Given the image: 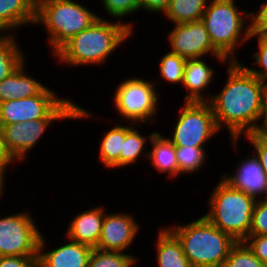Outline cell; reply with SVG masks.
Segmentation results:
<instances>
[{"label":"cell","instance_id":"38","mask_svg":"<svg viewBox=\"0 0 267 267\" xmlns=\"http://www.w3.org/2000/svg\"><path fill=\"white\" fill-rule=\"evenodd\" d=\"M17 162L12 154L7 150L0 128V170H7L10 164Z\"/></svg>","mask_w":267,"mask_h":267},{"label":"cell","instance_id":"8","mask_svg":"<svg viewBox=\"0 0 267 267\" xmlns=\"http://www.w3.org/2000/svg\"><path fill=\"white\" fill-rule=\"evenodd\" d=\"M153 82L141 77H128L117 85L113 93V104L119 117L123 118L122 122L128 123L129 121L130 123L131 121L137 127L148 121V125L155 122L157 103L161 94L155 89L158 82Z\"/></svg>","mask_w":267,"mask_h":267},{"label":"cell","instance_id":"16","mask_svg":"<svg viewBox=\"0 0 267 267\" xmlns=\"http://www.w3.org/2000/svg\"><path fill=\"white\" fill-rule=\"evenodd\" d=\"M105 209L96 206L75 215L67 224L65 238L96 248L102 233Z\"/></svg>","mask_w":267,"mask_h":267},{"label":"cell","instance_id":"11","mask_svg":"<svg viewBox=\"0 0 267 267\" xmlns=\"http://www.w3.org/2000/svg\"><path fill=\"white\" fill-rule=\"evenodd\" d=\"M168 34V42L171 46L170 52L185 59L204 58L207 55L213 56L221 64H228L212 45L204 23L193 21L188 23H177Z\"/></svg>","mask_w":267,"mask_h":267},{"label":"cell","instance_id":"28","mask_svg":"<svg viewBox=\"0 0 267 267\" xmlns=\"http://www.w3.org/2000/svg\"><path fill=\"white\" fill-rule=\"evenodd\" d=\"M187 59L178 56L175 53L167 51L159 62L158 71L160 73V78L164 81L170 82V84L177 83L182 84L183 74L185 71Z\"/></svg>","mask_w":267,"mask_h":267},{"label":"cell","instance_id":"4","mask_svg":"<svg viewBox=\"0 0 267 267\" xmlns=\"http://www.w3.org/2000/svg\"><path fill=\"white\" fill-rule=\"evenodd\" d=\"M238 8L235 0H209L201 19L213 47L229 62L239 61L238 48L250 39L251 11Z\"/></svg>","mask_w":267,"mask_h":267},{"label":"cell","instance_id":"26","mask_svg":"<svg viewBox=\"0 0 267 267\" xmlns=\"http://www.w3.org/2000/svg\"><path fill=\"white\" fill-rule=\"evenodd\" d=\"M206 147L175 146L178 174H193L205 165Z\"/></svg>","mask_w":267,"mask_h":267},{"label":"cell","instance_id":"7","mask_svg":"<svg viewBox=\"0 0 267 267\" xmlns=\"http://www.w3.org/2000/svg\"><path fill=\"white\" fill-rule=\"evenodd\" d=\"M76 0H37L35 25H43L55 54L80 31L100 17Z\"/></svg>","mask_w":267,"mask_h":267},{"label":"cell","instance_id":"19","mask_svg":"<svg viewBox=\"0 0 267 267\" xmlns=\"http://www.w3.org/2000/svg\"><path fill=\"white\" fill-rule=\"evenodd\" d=\"M26 61L0 82V103L36 96L46 87L41 81L29 76L25 70Z\"/></svg>","mask_w":267,"mask_h":267},{"label":"cell","instance_id":"10","mask_svg":"<svg viewBox=\"0 0 267 267\" xmlns=\"http://www.w3.org/2000/svg\"><path fill=\"white\" fill-rule=\"evenodd\" d=\"M29 211L0 218V256H38L43 233Z\"/></svg>","mask_w":267,"mask_h":267},{"label":"cell","instance_id":"37","mask_svg":"<svg viewBox=\"0 0 267 267\" xmlns=\"http://www.w3.org/2000/svg\"><path fill=\"white\" fill-rule=\"evenodd\" d=\"M140 10L148 13H163L169 6L171 0H138Z\"/></svg>","mask_w":267,"mask_h":267},{"label":"cell","instance_id":"14","mask_svg":"<svg viewBox=\"0 0 267 267\" xmlns=\"http://www.w3.org/2000/svg\"><path fill=\"white\" fill-rule=\"evenodd\" d=\"M234 174H223L221 178L231 187L259 199H267V175L259 158L254 154L242 159Z\"/></svg>","mask_w":267,"mask_h":267},{"label":"cell","instance_id":"23","mask_svg":"<svg viewBox=\"0 0 267 267\" xmlns=\"http://www.w3.org/2000/svg\"><path fill=\"white\" fill-rule=\"evenodd\" d=\"M209 0H171L164 12L172 24L200 21Z\"/></svg>","mask_w":267,"mask_h":267},{"label":"cell","instance_id":"2","mask_svg":"<svg viewBox=\"0 0 267 267\" xmlns=\"http://www.w3.org/2000/svg\"><path fill=\"white\" fill-rule=\"evenodd\" d=\"M133 34L126 24L101 16L73 36L53 56L68 67L99 66L107 62L110 55Z\"/></svg>","mask_w":267,"mask_h":267},{"label":"cell","instance_id":"27","mask_svg":"<svg viewBox=\"0 0 267 267\" xmlns=\"http://www.w3.org/2000/svg\"><path fill=\"white\" fill-rule=\"evenodd\" d=\"M120 251H103L94 248L88 260V267H134L138 258Z\"/></svg>","mask_w":267,"mask_h":267},{"label":"cell","instance_id":"18","mask_svg":"<svg viewBox=\"0 0 267 267\" xmlns=\"http://www.w3.org/2000/svg\"><path fill=\"white\" fill-rule=\"evenodd\" d=\"M36 7L37 0H0V35H15L14 29L35 25Z\"/></svg>","mask_w":267,"mask_h":267},{"label":"cell","instance_id":"17","mask_svg":"<svg viewBox=\"0 0 267 267\" xmlns=\"http://www.w3.org/2000/svg\"><path fill=\"white\" fill-rule=\"evenodd\" d=\"M214 74L215 70L213 67L210 68L203 57L187 59L181 84L187 92L184 101L208 102L212 95L207 94L206 91L215 78Z\"/></svg>","mask_w":267,"mask_h":267},{"label":"cell","instance_id":"36","mask_svg":"<svg viewBox=\"0 0 267 267\" xmlns=\"http://www.w3.org/2000/svg\"><path fill=\"white\" fill-rule=\"evenodd\" d=\"M0 267H39V257L0 256Z\"/></svg>","mask_w":267,"mask_h":267},{"label":"cell","instance_id":"12","mask_svg":"<svg viewBox=\"0 0 267 267\" xmlns=\"http://www.w3.org/2000/svg\"><path fill=\"white\" fill-rule=\"evenodd\" d=\"M62 119H39L13 125L0 124L7 150L16 161L27 160L29 150L37 146L49 126Z\"/></svg>","mask_w":267,"mask_h":267},{"label":"cell","instance_id":"9","mask_svg":"<svg viewBox=\"0 0 267 267\" xmlns=\"http://www.w3.org/2000/svg\"><path fill=\"white\" fill-rule=\"evenodd\" d=\"M184 103L168 139L174 146L205 147L208 140L220 133L211 105L209 102Z\"/></svg>","mask_w":267,"mask_h":267},{"label":"cell","instance_id":"30","mask_svg":"<svg viewBox=\"0 0 267 267\" xmlns=\"http://www.w3.org/2000/svg\"><path fill=\"white\" fill-rule=\"evenodd\" d=\"M103 9L113 20L126 24L133 31V22H124L122 18L140 11L138 0H101ZM138 11V12H137ZM121 18V19H120Z\"/></svg>","mask_w":267,"mask_h":267},{"label":"cell","instance_id":"13","mask_svg":"<svg viewBox=\"0 0 267 267\" xmlns=\"http://www.w3.org/2000/svg\"><path fill=\"white\" fill-rule=\"evenodd\" d=\"M134 217L129 212L120 214L105 212L102 233L96 248L103 251L120 252L130 249L140 229V225Z\"/></svg>","mask_w":267,"mask_h":267},{"label":"cell","instance_id":"5","mask_svg":"<svg viewBox=\"0 0 267 267\" xmlns=\"http://www.w3.org/2000/svg\"><path fill=\"white\" fill-rule=\"evenodd\" d=\"M219 179L209 196V211L204 216L235 241L243 242L249 236L257 200Z\"/></svg>","mask_w":267,"mask_h":267},{"label":"cell","instance_id":"21","mask_svg":"<svg viewBox=\"0 0 267 267\" xmlns=\"http://www.w3.org/2000/svg\"><path fill=\"white\" fill-rule=\"evenodd\" d=\"M148 140L152 146L148 153V160L157 172L164 175L168 174L171 178L179 176L173 143L167 137H164L160 131H156L152 138Z\"/></svg>","mask_w":267,"mask_h":267},{"label":"cell","instance_id":"15","mask_svg":"<svg viewBox=\"0 0 267 267\" xmlns=\"http://www.w3.org/2000/svg\"><path fill=\"white\" fill-rule=\"evenodd\" d=\"M45 238L42 235L39 243V267H88L92 247L67 239L68 243L45 252Z\"/></svg>","mask_w":267,"mask_h":267},{"label":"cell","instance_id":"34","mask_svg":"<svg viewBox=\"0 0 267 267\" xmlns=\"http://www.w3.org/2000/svg\"><path fill=\"white\" fill-rule=\"evenodd\" d=\"M250 34H267V0L262 1L257 12H250Z\"/></svg>","mask_w":267,"mask_h":267},{"label":"cell","instance_id":"33","mask_svg":"<svg viewBox=\"0 0 267 267\" xmlns=\"http://www.w3.org/2000/svg\"><path fill=\"white\" fill-rule=\"evenodd\" d=\"M254 146L255 155L259 158L261 166L267 175V133L260 130L243 136Z\"/></svg>","mask_w":267,"mask_h":267},{"label":"cell","instance_id":"22","mask_svg":"<svg viewBox=\"0 0 267 267\" xmlns=\"http://www.w3.org/2000/svg\"><path fill=\"white\" fill-rule=\"evenodd\" d=\"M120 120L116 126L106 131L104 137L101 138L99 145V160L105 168L118 169L120 168V151L122 150L123 142L126 133L135 126L134 123L123 125Z\"/></svg>","mask_w":267,"mask_h":267},{"label":"cell","instance_id":"1","mask_svg":"<svg viewBox=\"0 0 267 267\" xmlns=\"http://www.w3.org/2000/svg\"><path fill=\"white\" fill-rule=\"evenodd\" d=\"M226 66L227 81L208 102L219 130L227 129L233 150L238 153L242 136L262 130L267 86L240 61H230Z\"/></svg>","mask_w":267,"mask_h":267},{"label":"cell","instance_id":"25","mask_svg":"<svg viewBox=\"0 0 267 267\" xmlns=\"http://www.w3.org/2000/svg\"><path fill=\"white\" fill-rule=\"evenodd\" d=\"M136 128L135 124V127L133 126L125 135L122 150L120 151V168L137 164L141 156H145L144 158L148 159L149 151L143 150L147 148V138H152L155 131L151 132L147 137Z\"/></svg>","mask_w":267,"mask_h":267},{"label":"cell","instance_id":"24","mask_svg":"<svg viewBox=\"0 0 267 267\" xmlns=\"http://www.w3.org/2000/svg\"><path fill=\"white\" fill-rule=\"evenodd\" d=\"M15 35H0V82L26 59Z\"/></svg>","mask_w":267,"mask_h":267},{"label":"cell","instance_id":"20","mask_svg":"<svg viewBox=\"0 0 267 267\" xmlns=\"http://www.w3.org/2000/svg\"><path fill=\"white\" fill-rule=\"evenodd\" d=\"M156 261L158 267H193L183 252L178 238L165 226L157 234Z\"/></svg>","mask_w":267,"mask_h":267},{"label":"cell","instance_id":"31","mask_svg":"<svg viewBox=\"0 0 267 267\" xmlns=\"http://www.w3.org/2000/svg\"><path fill=\"white\" fill-rule=\"evenodd\" d=\"M254 37L257 38L258 51L252 54V58L255 60L253 64L257 66L253 69L245 67L267 86V34H250V40ZM256 67L260 69H256Z\"/></svg>","mask_w":267,"mask_h":267},{"label":"cell","instance_id":"3","mask_svg":"<svg viewBox=\"0 0 267 267\" xmlns=\"http://www.w3.org/2000/svg\"><path fill=\"white\" fill-rule=\"evenodd\" d=\"M168 229L180 241L193 267H223L230 249L237 243L204 215L187 224L176 223Z\"/></svg>","mask_w":267,"mask_h":267},{"label":"cell","instance_id":"35","mask_svg":"<svg viewBox=\"0 0 267 267\" xmlns=\"http://www.w3.org/2000/svg\"><path fill=\"white\" fill-rule=\"evenodd\" d=\"M243 242L267 267V235H249Z\"/></svg>","mask_w":267,"mask_h":267},{"label":"cell","instance_id":"29","mask_svg":"<svg viewBox=\"0 0 267 267\" xmlns=\"http://www.w3.org/2000/svg\"><path fill=\"white\" fill-rule=\"evenodd\" d=\"M223 267H266L244 242H237L229 251Z\"/></svg>","mask_w":267,"mask_h":267},{"label":"cell","instance_id":"6","mask_svg":"<svg viewBox=\"0 0 267 267\" xmlns=\"http://www.w3.org/2000/svg\"><path fill=\"white\" fill-rule=\"evenodd\" d=\"M93 115L71 99L59 97L49 87L36 96L0 103V124L13 125L39 119L84 120Z\"/></svg>","mask_w":267,"mask_h":267},{"label":"cell","instance_id":"39","mask_svg":"<svg viewBox=\"0 0 267 267\" xmlns=\"http://www.w3.org/2000/svg\"><path fill=\"white\" fill-rule=\"evenodd\" d=\"M6 173H7V170H0V198H2V196L4 195L5 193V185H6Z\"/></svg>","mask_w":267,"mask_h":267},{"label":"cell","instance_id":"32","mask_svg":"<svg viewBox=\"0 0 267 267\" xmlns=\"http://www.w3.org/2000/svg\"><path fill=\"white\" fill-rule=\"evenodd\" d=\"M249 235H267V199L256 201Z\"/></svg>","mask_w":267,"mask_h":267},{"label":"cell","instance_id":"40","mask_svg":"<svg viewBox=\"0 0 267 267\" xmlns=\"http://www.w3.org/2000/svg\"><path fill=\"white\" fill-rule=\"evenodd\" d=\"M262 131L267 133V91H266V110H265V118L262 126Z\"/></svg>","mask_w":267,"mask_h":267}]
</instances>
